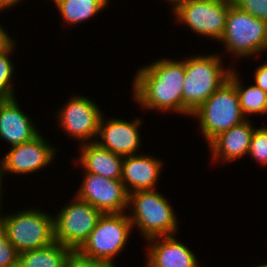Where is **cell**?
I'll list each match as a JSON object with an SVG mask.
<instances>
[{
  "label": "cell",
  "instance_id": "4dcf8cb0",
  "mask_svg": "<svg viewBox=\"0 0 267 267\" xmlns=\"http://www.w3.org/2000/svg\"><path fill=\"white\" fill-rule=\"evenodd\" d=\"M2 176H3V174L1 173V171H0V179L2 178ZM2 184H1V180H0V186H1ZM0 198H1V187H0ZM0 201H1V199H0Z\"/></svg>",
  "mask_w": 267,
  "mask_h": 267
},
{
  "label": "cell",
  "instance_id": "e0dca14e",
  "mask_svg": "<svg viewBox=\"0 0 267 267\" xmlns=\"http://www.w3.org/2000/svg\"><path fill=\"white\" fill-rule=\"evenodd\" d=\"M254 128L249 120L220 133L208 144L211 147L213 158L222 156L224 162L238 159L249 152Z\"/></svg>",
  "mask_w": 267,
  "mask_h": 267
},
{
  "label": "cell",
  "instance_id": "6da1fadb",
  "mask_svg": "<svg viewBox=\"0 0 267 267\" xmlns=\"http://www.w3.org/2000/svg\"><path fill=\"white\" fill-rule=\"evenodd\" d=\"M184 77V61L158 60L137 72L133 96L146 109L183 113Z\"/></svg>",
  "mask_w": 267,
  "mask_h": 267
},
{
  "label": "cell",
  "instance_id": "5b68a950",
  "mask_svg": "<svg viewBox=\"0 0 267 267\" xmlns=\"http://www.w3.org/2000/svg\"><path fill=\"white\" fill-rule=\"evenodd\" d=\"M8 240L19 254L40 249L55 242L54 217L40 210H24L0 217Z\"/></svg>",
  "mask_w": 267,
  "mask_h": 267
},
{
  "label": "cell",
  "instance_id": "4fadbf2b",
  "mask_svg": "<svg viewBox=\"0 0 267 267\" xmlns=\"http://www.w3.org/2000/svg\"><path fill=\"white\" fill-rule=\"evenodd\" d=\"M103 119L100 120L98 135L104 141L95 140V142L115 154L121 156L134 155L140 145L138 127L141 124V119L127 122L114 118L106 121V123Z\"/></svg>",
  "mask_w": 267,
  "mask_h": 267
},
{
  "label": "cell",
  "instance_id": "30bf717a",
  "mask_svg": "<svg viewBox=\"0 0 267 267\" xmlns=\"http://www.w3.org/2000/svg\"><path fill=\"white\" fill-rule=\"evenodd\" d=\"M82 185L76 197L88 202L103 214L123 213L128 205L129 195L121 180H112L85 172Z\"/></svg>",
  "mask_w": 267,
  "mask_h": 267
},
{
  "label": "cell",
  "instance_id": "44dd1931",
  "mask_svg": "<svg viewBox=\"0 0 267 267\" xmlns=\"http://www.w3.org/2000/svg\"><path fill=\"white\" fill-rule=\"evenodd\" d=\"M229 80L235 85L239 97V103L243 115L248 113H267V93L257 85L244 88L240 84L237 74L234 69L231 71ZM244 88V89H243Z\"/></svg>",
  "mask_w": 267,
  "mask_h": 267
},
{
  "label": "cell",
  "instance_id": "f546056e",
  "mask_svg": "<svg viewBox=\"0 0 267 267\" xmlns=\"http://www.w3.org/2000/svg\"><path fill=\"white\" fill-rule=\"evenodd\" d=\"M168 1H171V3L173 4V8H175L179 3H182V2H185V1H188V0H168Z\"/></svg>",
  "mask_w": 267,
  "mask_h": 267
},
{
  "label": "cell",
  "instance_id": "f1b7e54d",
  "mask_svg": "<svg viewBox=\"0 0 267 267\" xmlns=\"http://www.w3.org/2000/svg\"><path fill=\"white\" fill-rule=\"evenodd\" d=\"M20 0H0V10L17 4Z\"/></svg>",
  "mask_w": 267,
  "mask_h": 267
},
{
  "label": "cell",
  "instance_id": "cb8c5ba5",
  "mask_svg": "<svg viewBox=\"0 0 267 267\" xmlns=\"http://www.w3.org/2000/svg\"><path fill=\"white\" fill-rule=\"evenodd\" d=\"M248 154L261 165L267 164V126L254 129Z\"/></svg>",
  "mask_w": 267,
  "mask_h": 267
},
{
  "label": "cell",
  "instance_id": "4316f807",
  "mask_svg": "<svg viewBox=\"0 0 267 267\" xmlns=\"http://www.w3.org/2000/svg\"><path fill=\"white\" fill-rule=\"evenodd\" d=\"M255 85L267 93V62L256 68Z\"/></svg>",
  "mask_w": 267,
  "mask_h": 267
},
{
  "label": "cell",
  "instance_id": "9c48e42d",
  "mask_svg": "<svg viewBox=\"0 0 267 267\" xmlns=\"http://www.w3.org/2000/svg\"><path fill=\"white\" fill-rule=\"evenodd\" d=\"M232 0H188L174 9L177 20L195 33L220 41L224 34L226 17Z\"/></svg>",
  "mask_w": 267,
  "mask_h": 267
},
{
  "label": "cell",
  "instance_id": "484cf974",
  "mask_svg": "<svg viewBox=\"0 0 267 267\" xmlns=\"http://www.w3.org/2000/svg\"><path fill=\"white\" fill-rule=\"evenodd\" d=\"M106 261L89 258L82 255L78 250H72L65 262L64 267H111Z\"/></svg>",
  "mask_w": 267,
  "mask_h": 267
},
{
  "label": "cell",
  "instance_id": "7a4b0ae2",
  "mask_svg": "<svg viewBox=\"0 0 267 267\" xmlns=\"http://www.w3.org/2000/svg\"><path fill=\"white\" fill-rule=\"evenodd\" d=\"M183 114H191L227 80L231 73L222 68L217 55L197 56L184 60Z\"/></svg>",
  "mask_w": 267,
  "mask_h": 267
},
{
  "label": "cell",
  "instance_id": "ffe728a7",
  "mask_svg": "<svg viewBox=\"0 0 267 267\" xmlns=\"http://www.w3.org/2000/svg\"><path fill=\"white\" fill-rule=\"evenodd\" d=\"M67 24H78L96 15L109 3L108 0H54Z\"/></svg>",
  "mask_w": 267,
  "mask_h": 267
},
{
  "label": "cell",
  "instance_id": "ba28073f",
  "mask_svg": "<svg viewBox=\"0 0 267 267\" xmlns=\"http://www.w3.org/2000/svg\"><path fill=\"white\" fill-rule=\"evenodd\" d=\"M54 217L55 242L78 250L97 225L102 212L77 197Z\"/></svg>",
  "mask_w": 267,
  "mask_h": 267
},
{
  "label": "cell",
  "instance_id": "2e32d148",
  "mask_svg": "<svg viewBox=\"0 0 267 267\" xmlns=\"http://www.w3.org/2000/svg\"><path fill=\"white\" fill-rule=\"evenodd\" d=\"M161 242H156L159 239ZM153 245L149 248L147 267H198L195 255L183 243L178 242L175 237L158 236L150 238ZM156 244H155V243Z\"/></svg>",
  "mask_w": 267,
  "mask_h": 267
},
{
  "label": "cell",
  "instance_id": "8fae6325",
  "mask_svg": "<svg viewBox=\"0 0 267 267\" xmlns=\"http://www.w3.org/2000/svg\"><path fill=\"white\" fill-rule=\"evenodd\" d=\"M60 126L83 142L98 135L101 111L93 101L83 97L74 96L59 113Z\"/></svg>",
  "mask_w": 267,
  "mask_h": 267
},
{
  "label": "cell",
  "instance_id": "8992f818",
  "mask_svg": "<svg viewBox=\"0 0 267 267\" xmlns=\"http://www.w3.org/2000/svg\"><path fill=\"white\" fill-rule=\"evenodd\" d=\"M231 54L250 56L267 50V21L231 5L226 17L225 30L220 42Z\"/></svg>",
  "mask_w": 267,
  "mask_h": 267
},
{
  "label": "cell",
  "instance_id": "9a60e30c",
  "mask_svg": "<svg viewBox=\"0 0 267 267\" xmlns=\"http://www.w3.org/2000/svg\"><path fill=\"white\" fill-rule=\"evenodd\" d=\"M16 101V98L0 101V137L11 146L30 141L39 134Z\"/></svg>",
  "mask_w": 267,
  "mask_h": 267
},
{
  "label": "cell",
  "instance_id": "7402d4cb",
  "mask_svg": "<svg viewBox=\"0 0 267 267\" xmlns=\"http://www.w3.org/2000/svg\"><path fill=\"white\" fill-rule=\"evenodd\" d=\"M14 44L15 43L6 50L0 52V101L15 98L11 85L12 81H10L14 66L8 56L14 49Z\"/></svg>",
  "mask_w": 267,
  "mask_h": 267
},
{
  "label": "cell",
  "instance_id": "3957f363",
  "mask_svg": "<svg viewBox=\"0 0 267 267\" xmlns=\"http://www.w3.org/2000/svg\"><path fill=\"white\" fill-rule=\"evenodd\" d=\"M128 205L134 215L129 219L142 231L146 239L158 236H170L177 232V220L174 210L167 200L152 190H141L129 194Z\"/></svg>",
  "mask_w": 267,
  "mask_h": 267
},
{
  "label": "cell",
  "instance_id": "277c9868",
  "mask_svg": "<svg viewBox=\"0 0 267 267\" xmlns=\"http://www.w3.org/2000/svg\"><path fill=\"white\" fill-rule=\"evenodd\" d=\"M191 115L200 118V128L208 143L247 118L242 113L236 87L230 80L219 87Z\"/></svg>",
  "mask_w": 267,
  "mask_h": 267
},
{
  "label": "cell",
  "instance_id": "ac0fdd59",
  "mask_svg": "<svg viewBox=\"0 0 267 267\" xmlns=\"http://www.w3.org/2000/svg\"><path fill=\"white\" fill-rule=\"evenodd\" d=\"M124 156L115 154L92 141L82 145L79 163L86 172L112 180H121Z\"/></svg>",
  "mask_w": 267,
  "mask_h": 267
},
{
  "label": "cell",
  "instance_id": "603a6c76",
  "mask_svg": "<svg viewBox=\"0 0 267 267\" xmlns=\"http://www.w3.org/2000/svg\"><path fill=\"white\" fill-rule=\"evenodd\" d=\"M19 252L8 240L4 225L0 221V267H18Z\"/></svg>",
  "mask_w": 267,
  "mask_h": 267
},
{
  "label": "cell",
  "instance_id": "d6986e66",
  "mask_svg": "<svg viewBox=\"0 0 267 267\" xmlns=\"http://www.w3.org/2000/svg\"><path fill=\"white\" fill-rule=\"evenodd\" d=\"M71 251L69 247L54 242L19 254L18 267H64Z\"/></svg>",
  "mask_w": 267,
  "mask_h": 267
},
{
  "label": "cell",
  "instance_id": "83f0119b",
  "mask_svg": "<svg viewBox=\"0 0 267 267\" xmlns=\"http://www.w3.org/2000/svg\"><path fill=\"white\" fill-rule=\"evenodd\" d=\"M13 40L7 35L6 31L0 26V52L6 50L13 44Z\"/></svg>",
  "mask_w": 267,
  "mask_h": 267
},
{
  "label": "cell",
  "instance_id": "52a82bcc",
  "mask_svg": "<svg viewBox=\"0 0 267 267\" xmlns=\"http://www.w3.org/2000/svg\"><path fill=\"white\" fill-rule=\"evenodd\" d=\"M132 227L129 216L124 213L102 214L78 251L86 257L115 265L112 258L126 245Z\"/></svg>",
  "mask_w": 267,
  "mask_h": 267
},
{
  "label": "cell",
  "instance_id": "d4e9b609",
  "mask_svg": "<svg viewBox=\"0 0 267 267\" xmlns=\"http://www.w3.org/2000/svg\"><path fill=\"white\" fill-rule=\"evenodd\" d=\"M238 9L267 21V0H232Z\"/></svg>",
  "mask_w": 267,
  "mask_h": 267
},
{
  "label": "cell",
  "instance_id": "7c38bea8",
  "mask_svg": "<svg viewBox=\"0 0 267 267\" xmlns=\"http://www.w3.org/2000/svg\"><path fill=\"white\" fill-rule=\"evenodd\" d=\"M54 152L39 133L30 141L12 146L1 161L0 171L18 174L37 171L51 162Z\"/></svg>",
  "mask_w": 267,
  "mask_h": 267
},
{
  "label": "cell",
  "instance_id": "1f68e13d",
  "mask_svg": "<svg viewBox=\"0 0 267 267\" xmlns=\"http://www.w3.org/2000/svg\"><path fill=\"white\" fill-rule=\"evenodd\" d=\"M256 267H267V264H265V265H259V266H256Z\"/></svg>",
  "mask_w": 267,
  "mask_h": 267
},
{
  "label": "cell",
  "instance_id": "5bb4252c",
  "mask_svg": "<svg viewBox=\"0 0 267 267\" xmlns=\"http://www.w3.org/2000/svg\"><path fill=\"white\" fill-rule=\"evenodd\" d=\"M161 164L152 156L138 154L124 156L121 181L128 195L136 191L155 189L162 168ZM128 183L131 187H128Z\"/></svg>",
  "mask_w": 267,
  "mask_h": 267
}]
</instances>
